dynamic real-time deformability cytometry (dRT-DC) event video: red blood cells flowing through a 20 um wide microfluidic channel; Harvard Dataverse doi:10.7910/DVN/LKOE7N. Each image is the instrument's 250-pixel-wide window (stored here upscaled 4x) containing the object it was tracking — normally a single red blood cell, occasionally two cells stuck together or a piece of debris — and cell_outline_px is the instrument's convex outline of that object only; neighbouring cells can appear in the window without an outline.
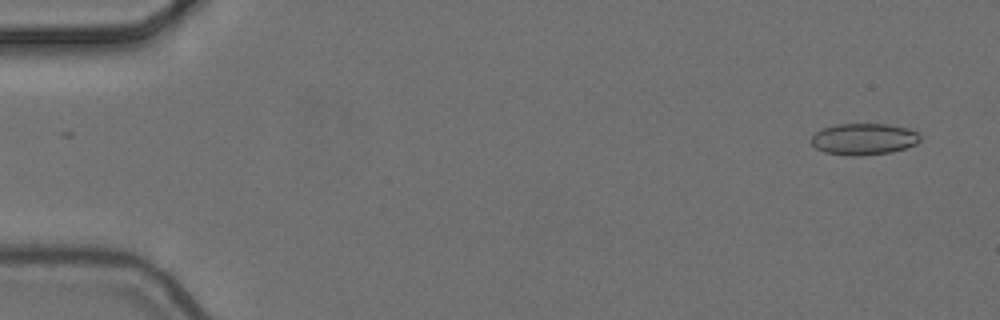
{"species": "common noctule bat (a hibernating species)", "species_latin": "Nyctalus noctula", "temperature_condition": "cold", "stored_images_in_passage": 5, "segment_of_instrument_passage": [2, 2], "camera_frame_rate_fps": 3000, "um_per_image_px": 0.085, "animal": {"sex": "female", "body_mass_g": 24.6, "forearm_length_mm": 56.2}, "frame": {"image": 1, "passage_image": 5, "time_ms": 1.333, "image_size_px": [1000, 320], "cell_outline_px": [[920, 140], [916, 144], [892, 152], [860, 156], [848, 156], [824, 152], [816, 148], [808, 140], [820, 128], [836, 124], [888, 124], [904, 128], [916, 132], [920, 136]], "centroid_in_image_um": [73.36, 11.83], "position_along_channel_um": 11.6, "area_um2": 20.11}}